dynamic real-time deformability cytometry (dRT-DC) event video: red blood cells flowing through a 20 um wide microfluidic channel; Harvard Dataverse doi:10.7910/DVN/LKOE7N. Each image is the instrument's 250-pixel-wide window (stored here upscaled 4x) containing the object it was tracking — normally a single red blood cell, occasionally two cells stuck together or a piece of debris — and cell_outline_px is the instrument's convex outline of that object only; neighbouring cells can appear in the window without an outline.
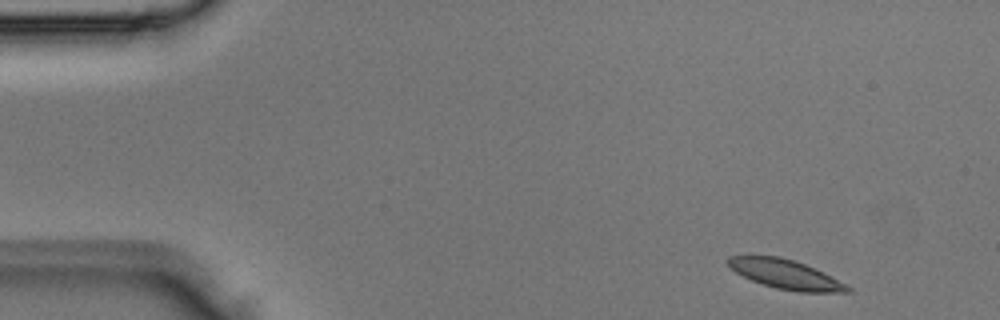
{"species": "Egyptian fruit bat (a non-hibernating species)", "species_latin": "Rousettus aegyptiacus", "temperature_condition": "room temperature", "stored_images_in_passage": 4, "segment_of_instrument_passage": [1, 2], "camera_frame_rate_fps": 3000, "um_per_image_px": 0.085, "animal": {"sex": "male"}, "frame": {"image": 1, "passage_image": 1, "time_ms": 0.0, "image_size_px": [1000, 320], "cell_outline_px": [[852, 292], [796, 292], [776, 288], [752, 280], [736, 272], [724, 260], [728, 256], [780, 256], [804, 264], [852, 288]], "centroid_in_image_um": [66.72, 23.32], "position_along_channel_um": 18.3, "area_um2": 19.83}}